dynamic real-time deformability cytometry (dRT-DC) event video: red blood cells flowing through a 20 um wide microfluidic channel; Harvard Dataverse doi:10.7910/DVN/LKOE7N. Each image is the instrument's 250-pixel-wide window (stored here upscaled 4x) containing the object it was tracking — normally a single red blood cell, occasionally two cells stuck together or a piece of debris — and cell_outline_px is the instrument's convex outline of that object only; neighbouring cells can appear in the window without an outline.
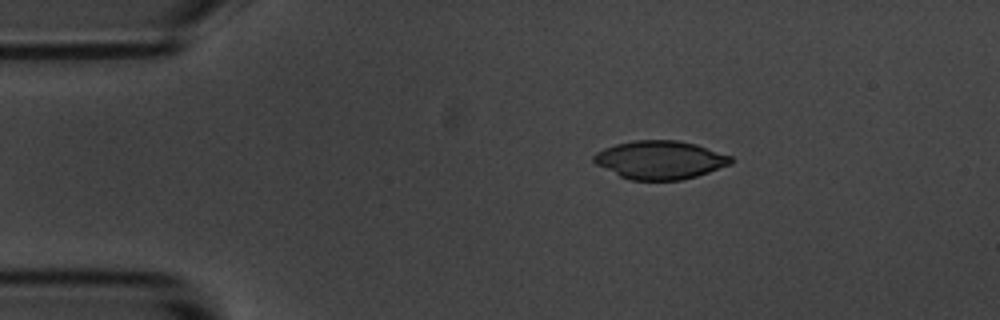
{"species": "common noctule bat (a hibernating species)", "species_latin": "Nyctalus noctula", "temperature_condition": "room temperature", "stored_images_in_passage": 4, "camera_frame_rate_fps": 3000, "um_per_image_px": 0.085, "animal": {"sex": "male", "body_mass_g": 20.1, "forearm_length_mm": 53.5}, "frame": {"image": 1, "passage_image": 4, "time_ms": 4.333, "image_size_px": [1000, 320], "cell_outline_px": [[732, 164], [696, 176], [680, 180], [632, 180], [620, 176], [596, 164], [592, 160], [592, 156], [596, 152], [604, 148], [616, 144], [636, 140], [676, 140], [696, 144], [732, 156]], "centroid_in_image_um": [56.1, 13.59], "position_along_channel_um": 28.9, "area_um2": 30.52}}